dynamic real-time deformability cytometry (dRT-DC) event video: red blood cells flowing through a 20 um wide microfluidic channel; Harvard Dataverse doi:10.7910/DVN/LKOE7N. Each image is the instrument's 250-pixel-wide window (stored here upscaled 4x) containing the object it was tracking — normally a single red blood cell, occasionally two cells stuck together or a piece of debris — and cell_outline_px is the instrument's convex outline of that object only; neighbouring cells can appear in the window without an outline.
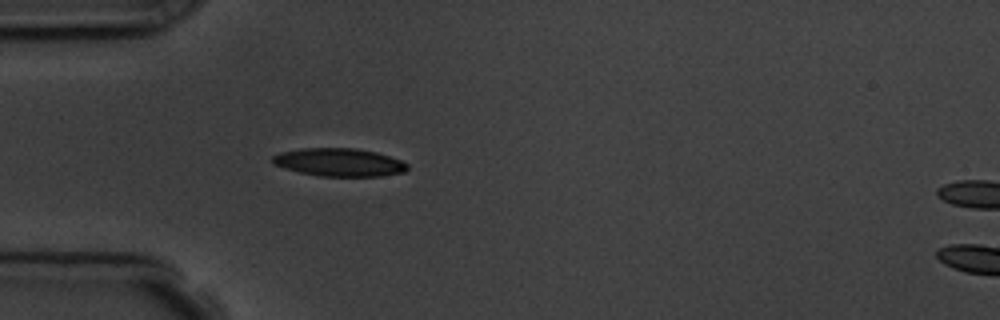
{"species": "common noctule bat (a hibernating species)", "species_latin": "Nyctalus noctula", "temperature_condition": "room temperature", "stored_images_in_passage": 6, "camera_frame_rate_fps": 3000, "um_per_image_px": 0.085, "animal": {"sex": "male", "body_mass_g": 19.5, "forearm_length_mm": 54.6}, "frame": {"image": 1, "passage_image": 5, "time_ms": 4.667, "image_size_px": [1000, 320], "cell_outline_px": [[408, 168], [404, 172], [380, 176], [320, 176], [300, 172], [284, 168], [272, 164], [272, 156], [280, 152], [300, 148], [356, 148], [376, 152], [400, 160], [408, 164]], "centroid_in_image_um": [28.8, 13.79], "position_along_channel_um": 56.2, "area_um2": 22.02}}